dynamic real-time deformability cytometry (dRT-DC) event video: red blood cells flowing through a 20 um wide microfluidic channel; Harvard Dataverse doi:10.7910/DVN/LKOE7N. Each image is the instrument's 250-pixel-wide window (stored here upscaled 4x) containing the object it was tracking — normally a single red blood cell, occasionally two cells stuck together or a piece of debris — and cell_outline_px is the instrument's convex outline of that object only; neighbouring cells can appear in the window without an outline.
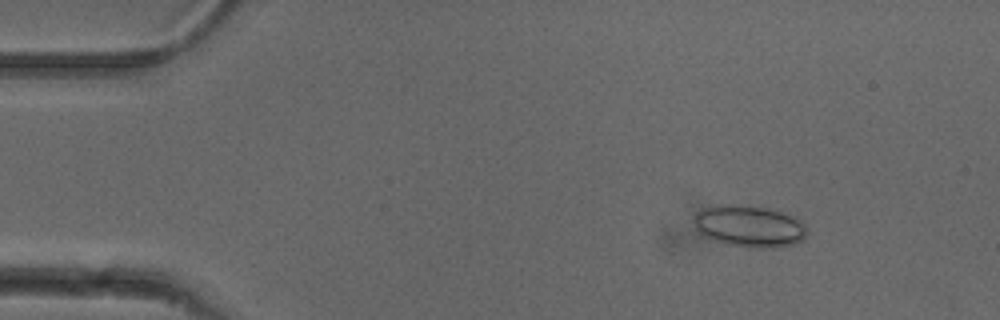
{"species": "common noctule bat (a hibernating species)", "species_latin": "Nyctalus noctula", "temperature_condition": "cold", "stored_images_in_passage": 49, "camera_frame_rate_fps": 3000, "um_per_image_px": 0.085, "animal": {"sex": "female"}, "frame": {"image": 1, "passage_image": 3, "time_ms": 0.667, "image_size_px": [1000, 320], "cell_outline_px": [[804, 240], [792, 244], [776, 248], [752, 248], [728, 244], [704, 236], [696, 228], [696, 212], [704, 208], [720, 204], [732, 204], [776, 208], [796, 216], [804, 224]], "centroid_in_image_um": [63.74, 19.21], "position_along_channel_um": 21.3, "area_um2": 27.63}}
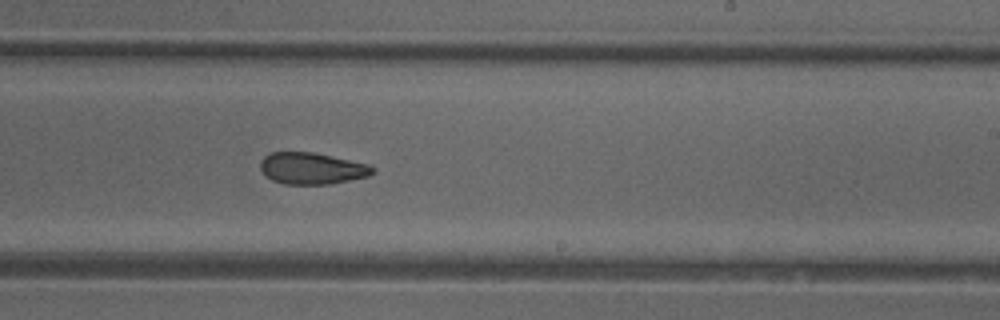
{"frame": {"image": 2, "passage_image": 28, "time_ms": 9.0, "image_size_px": [1000, 320], "cell_outline_px": [[376, 172], [368, 176], [332, 184], [284, 184], [272, 180], [264, 176], [260, 168], [260, 160], [264, 156], [272, 152], [312, 152], [368, 164], [376, 168]], "centroid_in_image_um": [26.5, 14.32], "position_along_channel_um": 262.5, "area_um2": 20.81}}
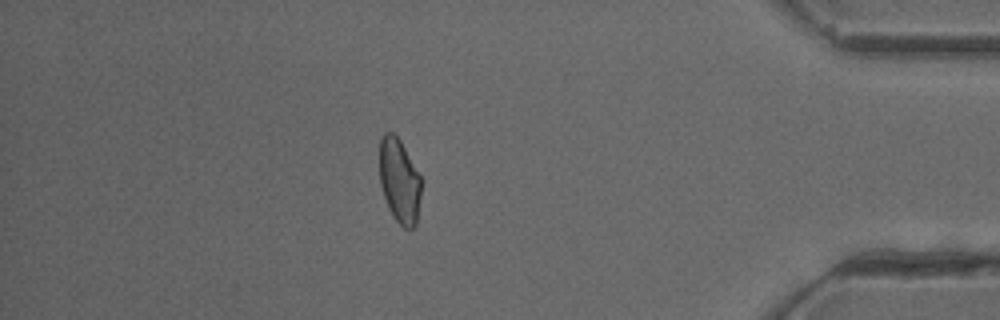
{"frame": {"image": 3, "passage_image": 42, "time_ms": 13.667, "image_size_px": [1000, 320], "cell_outline_px": [[424, 180], [416, 224], [412, 228], [404, 228], [392, 216], [388, 208], [380, 184], [380, 136], [384, 132], [392, 132], [400, 140]], "centroid_in_image_um": [33.98, 15.37], "position_along_channel_um": 401.2, "area_um2": 20.98}, "authors_computed_cell_mechanics": {"area_um2": 21.7906, "velocity_mm_per_s": 3.8889, "shape_relaxation_time_tau1_ms": null, "shape_relaxation_time_tau2_ms": 3.2167, "deformation_change_tau1": null, "deformation_change_tau2": 0.1053}}